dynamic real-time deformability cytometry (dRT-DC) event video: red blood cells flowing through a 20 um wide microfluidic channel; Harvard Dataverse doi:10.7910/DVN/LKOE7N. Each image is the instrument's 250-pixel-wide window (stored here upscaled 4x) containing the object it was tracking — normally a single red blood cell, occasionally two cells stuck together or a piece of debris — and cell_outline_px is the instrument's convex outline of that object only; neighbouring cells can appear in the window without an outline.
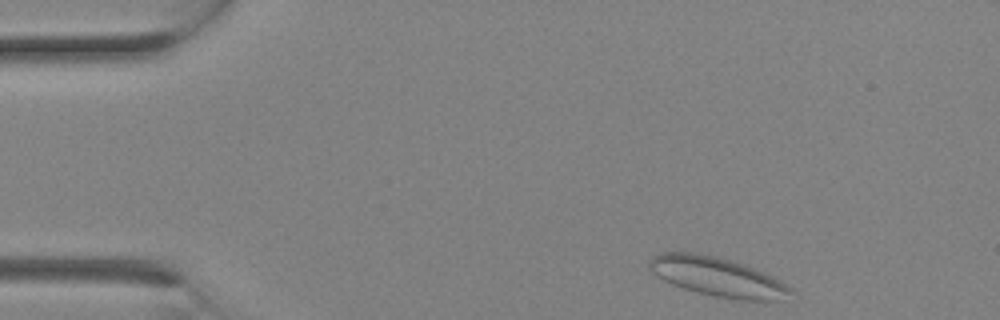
{"species": "Egyptian fruit bat (a non-hibernating species)", "species_latin": "Rousettus aegyptiacus", "temperature_condition": "room temperature", "stored_images_in_passage": 6, "camera_frame_rate_fps": 3000, "um_per_image_px": 0.085, "animal": {"sex": "female"}, "frame": {"image": 1, "passage_image": 1, "time_ms": 0.0, "image_size_px": [1000, 320], "cell_outline_px": [[792, 292], [768, 300], [740, 300], [716, 296], [684, 288], [672, 284], [664, 280], [652, 272], [648, 268], [648, 260], [652, 256], [660, 252], [692, 252], [716, 256], [744, 264], [764, 272], [780, 280], [792, 288]], "centroid_in_image_um": [60.9, 23.49], "position_along_channel_um": 24.1, "area_um2": 31.73}}